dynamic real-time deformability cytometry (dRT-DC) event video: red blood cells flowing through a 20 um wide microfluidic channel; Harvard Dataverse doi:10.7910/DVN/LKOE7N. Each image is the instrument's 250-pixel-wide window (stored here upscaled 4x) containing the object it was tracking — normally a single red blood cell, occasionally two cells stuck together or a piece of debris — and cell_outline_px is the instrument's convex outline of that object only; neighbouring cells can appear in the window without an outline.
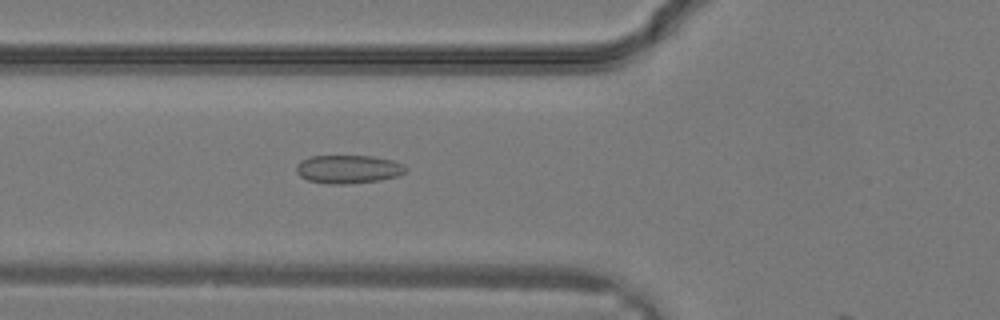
{"species": "common noctule bat (a hibernating species)", "species_latin": "Nyctalus noctula", "temperature_condition": "warm", "stored_images_in_passage": 5, "camera_frame_rate_fps": 3000, "um_per_image_px": 0.085, "animal": {"sex": "male", "body_mass_g": 19.2, "forearm_length_mm": 51.8}, "frame": {"image": 1, "passage_image": 4, "time_ms": 1.0, "image_size_px": [1000, 320], "cell_outline_px": [[408, 172], [396, 176], [380, 180], [344, 184], [328, 184], [308, 180], [300, 176], [296, 172], [296, 164], [300, 160], [312, 156], [372, 156], [392, 160], [404, 164], [408, 168]], "centroid_in_image_um": [29.61, 14.38], "position_along_channel_um": 96.2, "area_um2": 18.21}}